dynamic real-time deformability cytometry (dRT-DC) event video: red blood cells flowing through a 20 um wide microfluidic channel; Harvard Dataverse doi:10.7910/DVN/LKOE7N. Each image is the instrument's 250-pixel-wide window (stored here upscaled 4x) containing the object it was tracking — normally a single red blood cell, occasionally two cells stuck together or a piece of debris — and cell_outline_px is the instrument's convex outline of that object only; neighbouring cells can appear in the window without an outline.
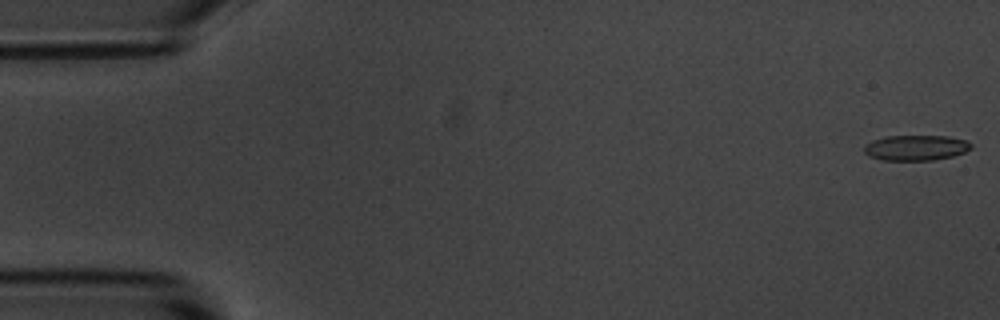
{"species": "common noctule bat (a hibernating species)", "species_latin": "Nyctalus noctula", "temperature_condition": "room temperature", "stored_images_in_passage": 11, "camera_frame_rate_fps": 3000, "um_per_image_px": 0.085, "animal": {"sex": "male", "body_mass_g": 20.1, "forearm_length_mm": 53.5}, "frame": {"image": 1, "passage_image": 1, "time_ms": 0.0, "image_size_px": [1000, 320], "cell_outline_px": [[972, 148], [964, 152], [952, 156], [932, 160], [884, 160], [868, 156], [864, 152], [864, 144], [872, 140], [884, 136], [948, 136], [964, 140], [972, 144]], "centroid_in_image_um": [77.81, 12.55], "position_along_channel_um": 7.2, "area_um2": 15.84}}